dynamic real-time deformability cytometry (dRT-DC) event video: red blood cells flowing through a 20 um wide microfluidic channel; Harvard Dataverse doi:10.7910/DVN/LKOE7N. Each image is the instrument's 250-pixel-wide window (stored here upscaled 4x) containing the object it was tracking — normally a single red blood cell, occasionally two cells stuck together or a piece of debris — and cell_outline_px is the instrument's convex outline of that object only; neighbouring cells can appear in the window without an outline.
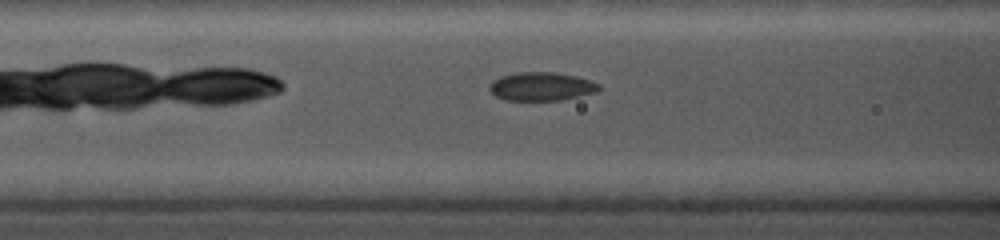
{"species": "common noctule bat (a hibernating species)", "species_latin": "Nyctalus noctula", "temperature_condition": "cold", "stored_images_in_passage": 21, "segment_of_instrument_passage": [1, 2], "camera_frame_rate_fps": 5000, "um_per_image_px": 0.085, "animal": {"sex": "female", "body_mass_g": 19.0, "forearm_length_mm": 56.7}, "frame": {"image": 1, "passage_image": 7, "time_ms": 4.4, "image_size_px": [1000, 240], "cell_outline_px": [[600, 88], [596, 92], [580, 96], [560, 100], [504, 100], [496, 96], [488, 88], [492, 80], [500, 76], [516, 72], [556, 72], [576, 76], [592, 80], [600, 84]], "centroid_in_image_um": [46.02, 7.34], "position_along_channel_um": 120.6, "area_um2": 18.32}}
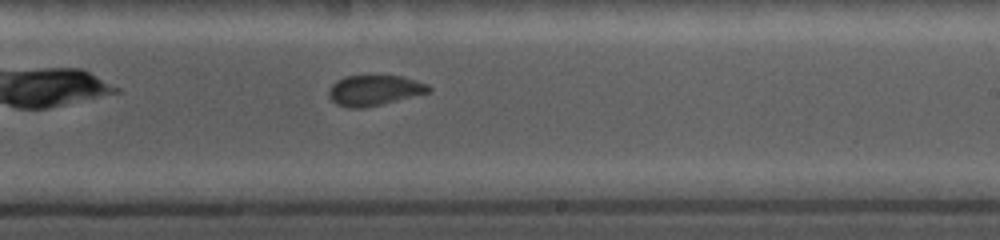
{"frame": {"image": 2, "passage_image": 13, "time_ms": 8.0, "image_size_px": [1000, 240], "cell_outline_px": [[432, 92], [364, 108], [348, 108], [336, 104], [328, 96], [328, 92], [332, 84], [336, 80], [344, 76], [376, 72], [404, 76], [428, 84], [432, 88]], "centroid_in_image_um": [31.83, 7.62], "position_along_channel_um": 257.2, "area_um2": 18.73}}
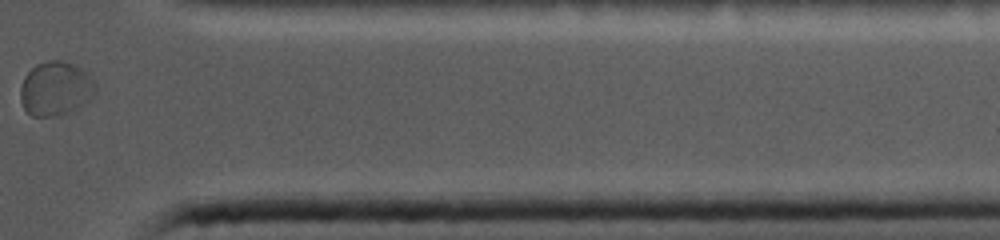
{"frame": {"image": 3, "passage_image": 19, "time_ms": 12.0, "image_size_px": [1000, 240], "cell_outline_px": [[96, 92], [84, 104], [76, 108], [52, 116], [32, 116], [24, 108], [20, 100], [20, 88], [24, 76], [36, 64], [48, 60], [64, 60], [76, 64], [92, 80], [96, 88]], "centroid_in_image_um": [4.69, 7.5], "position_along_channel_um": 406.7, "area_um2": 23.41}}